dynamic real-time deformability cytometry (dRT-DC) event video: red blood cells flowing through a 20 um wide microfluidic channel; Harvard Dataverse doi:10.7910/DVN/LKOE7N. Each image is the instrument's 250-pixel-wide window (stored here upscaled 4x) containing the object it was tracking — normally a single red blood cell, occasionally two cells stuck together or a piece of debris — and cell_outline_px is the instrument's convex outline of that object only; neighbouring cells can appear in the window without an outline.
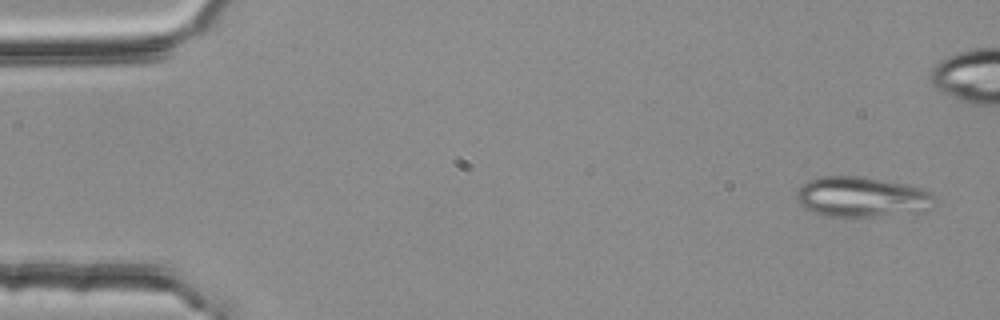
{"species": "common noctule bat (a hibernating species)", "species_latin": "Nyctalus noctula", "temperature_condition": "room temperature", "stored_images_in_passage": 3, "camera_frame_rate_fps": 3000, "um_per_image_px": 0.085, "animal": {"sex": "female", "body_mass_g": 25.1}, "frame": {"image": 1, "passage_image": 1, "time_ms": 0.0, "image_size_px": [1000, 320], "cell_outline_px": [[936, 196], [932, 208], [924, 212], [872, 216], [824, 216], [804, 208], [796, 200], [796, 192], [808, 180], [820, 176], [856, 176], [904, 184], [920, 188]], "centroid_in_image_um": [73.25, 16.75], "position_along_channel_um": 11.7, "area_um2": 32.25}}